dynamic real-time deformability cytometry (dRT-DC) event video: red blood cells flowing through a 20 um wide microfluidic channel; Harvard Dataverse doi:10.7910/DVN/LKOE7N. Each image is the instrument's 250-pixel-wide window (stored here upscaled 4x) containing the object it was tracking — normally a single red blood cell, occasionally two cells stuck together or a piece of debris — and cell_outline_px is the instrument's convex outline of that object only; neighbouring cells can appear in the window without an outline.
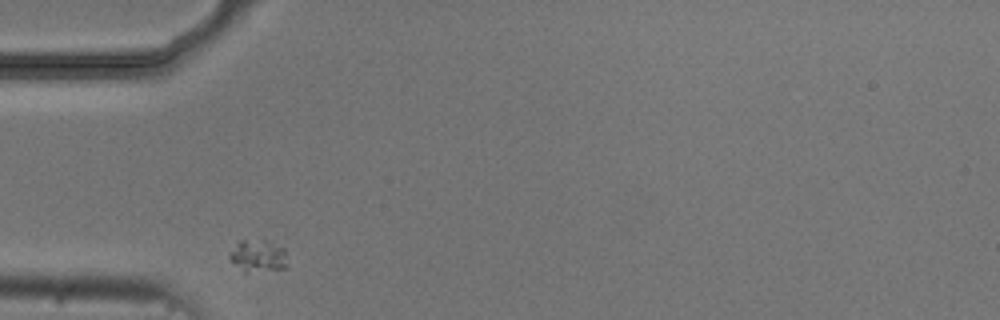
{"species": "common noctule bat (a hibernating species)", "species_latin": "Nyctalus noctula", "temperature_condition": "cold", "stored_images_in_passage": 1, "camera_frame_rate_fps": 3000, "um_per_image_px": 0.085, "animal": {"sex": "male", "body_mass_g": 20.5, "forearm_length_mm": 52.5}, "frame": {"image": 1, "passage_image": 1, "time_ms": 0.0, "image_size_px": [1000, 320], "cell_outline_px": [[284, 268], [244, 272], [228, 256], [228, 252], [240, 240], [264, 240], [284, 248]], "centroid_in_image_um": [21.86, 21.72], "position_along_channel_um": 63.1, "area_um2": 10.35}}